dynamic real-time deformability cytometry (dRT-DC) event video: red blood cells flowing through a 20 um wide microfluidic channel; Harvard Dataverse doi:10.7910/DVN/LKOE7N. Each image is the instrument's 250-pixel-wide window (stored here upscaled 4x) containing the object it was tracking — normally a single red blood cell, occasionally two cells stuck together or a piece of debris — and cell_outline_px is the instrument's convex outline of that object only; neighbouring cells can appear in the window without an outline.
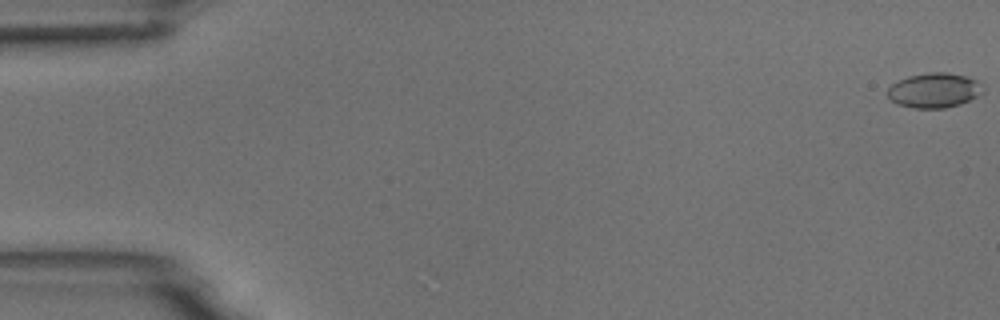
{"species": "common noctule bat (a hibernating species)", "species_latin": "Nyctalus noctula", "temperature_condition": "room temperature", "stored_images_in_passage": 6, "camera_frame_rate_fps": 3000, "um_per_image_px": 0.085, "animal": {"sex": "male", "body_mass_g": 18.8}, "frame": {"image": 1, "passage_image": 1, "time_ms": 0.0, "image_size_px": [1000, 320], "cell_outline_px": [[984, 92], [960, 104], [944, 108], [912, 108], [900, 104], [892, 100], [888, 96], [888, 88], [892, 84], [908, 76], [928, 72], [948, 72], [964, 76], [976, 80], [984, 84]], "centroid_in_image_um": [79.44, 7.67], "position_along_channel_um": 5.6, "area_um2": 19.25}}
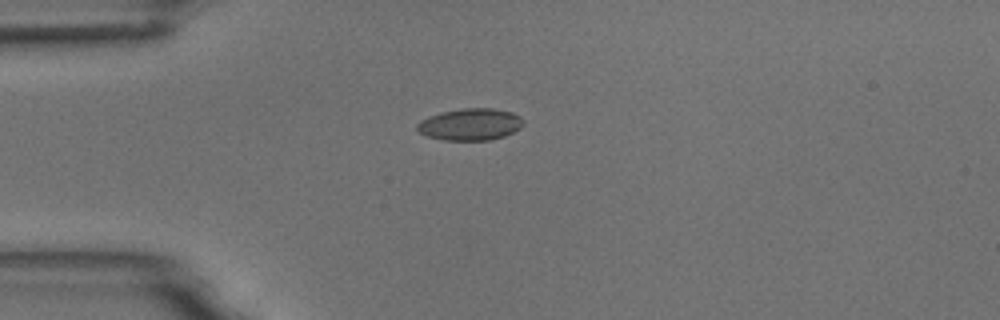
{"frame": {"image": 2, "passage_image": 5, "time_ms": 4.667, "image_size_px": [1000, 320], "cell_outline_px": [[524, 124], [520, 128], [504, 136], [488, 140], [444, 140], [428, 136], [420, 132], [416, 128], [416, 124], [420, 120], [428, 116], [440, 112], [460, 108], [492, 108], [512, 112], [520, 116], [524, 120]], "centroid_in_image_um": [39.97, 10.56], "position_along_channel_um": 45.0, "area_um2": 19.83}}
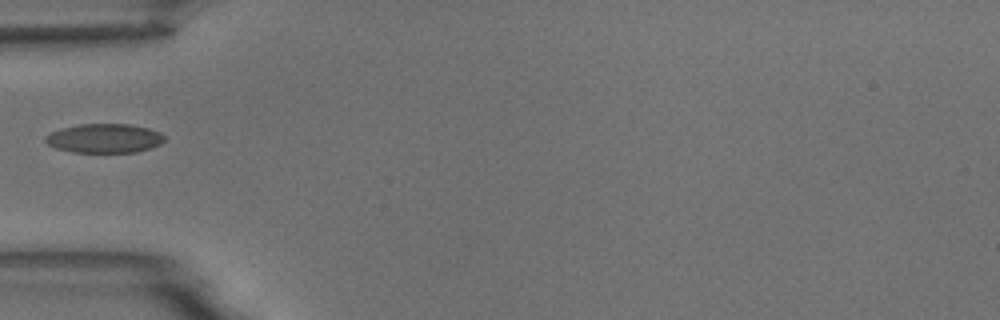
{"frame": {"image": 3, "passage_image": 6, "time_ms": 6.0, "image_size_px": [1000, 320], "cell_outline_px": [[164, 140], [160, 144], [136, 152], [72, 152], [56, 148], [48, 144], [44, 140], [44, 136], [60, 128], [80, 124], [128, 124], [148, 128], [160, 132], [164, 136]], "centroid_in_image_um": [8.84, 11.75], "position_along_channel_um": 76.2, "area_um2": 20.11}}